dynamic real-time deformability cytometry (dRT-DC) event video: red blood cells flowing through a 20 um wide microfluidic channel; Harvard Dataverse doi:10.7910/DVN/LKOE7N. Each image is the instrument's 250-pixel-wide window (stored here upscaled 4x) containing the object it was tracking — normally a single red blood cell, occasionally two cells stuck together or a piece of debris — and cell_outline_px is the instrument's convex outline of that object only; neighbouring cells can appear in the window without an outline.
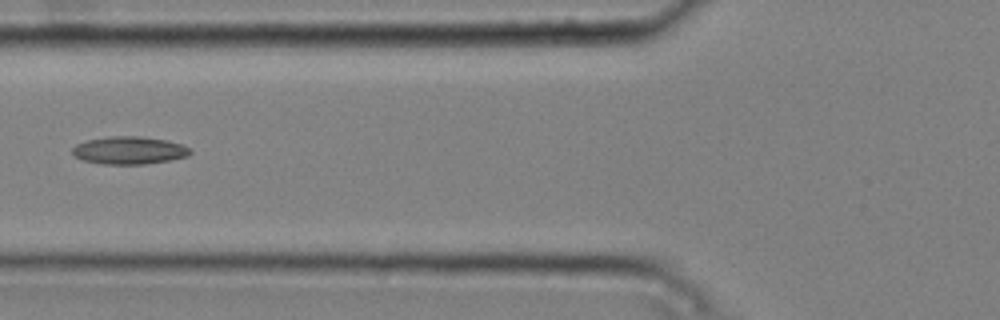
{"species": "common noctule bat (a hibernating species)", "species_latin": "Nyctalus noctula", "temperature_condition": "cold", "stored_images_in_passage": 6, "camera_frame_rate_fps": 3000, "um_per_image_px": 0.085, "animal": {"sex": "male", "body_mass_g": 20.4}, "frame": {"image": 1, "passage_image": 6, "time_ms": 1.667, "image_size_px": [1000, 320], "cell_outline_px": [[192, 152], [188, 156], [168, 160], [144, 164], [100, 164], [84, 160], [72, 156], [72, 148], [76, 144], [88, 140], [112, 136], [140, 136], [168, 140], [184, 144], [192, 148]], "centroid_in_image_um": [11.01, 12.77], "position_along_channel_um": 114.8, "area_um2": 19.19}}